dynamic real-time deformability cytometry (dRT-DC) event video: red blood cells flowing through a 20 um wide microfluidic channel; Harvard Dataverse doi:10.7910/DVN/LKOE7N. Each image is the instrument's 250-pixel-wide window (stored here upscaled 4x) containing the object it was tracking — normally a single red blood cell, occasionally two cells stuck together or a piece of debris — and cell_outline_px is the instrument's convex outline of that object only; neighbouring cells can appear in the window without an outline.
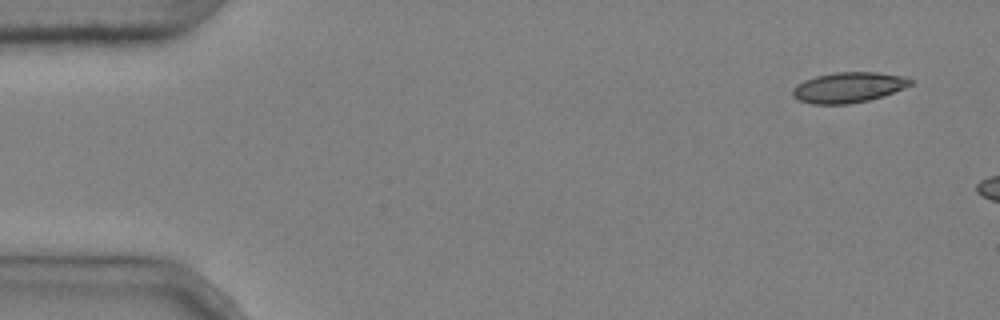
{"species": "common noctule bat (a hibernating species)", "species_latin": "Nyctalus noctula", "temperature_condition": "cold", "stored_images_in_passage": 6, "segment_of_instrument_passage": [2, 2], "camera_frame_rate_fps": 3000, "um_per_image_px": 0.085, "animal": {"sex": "male", "body_mass_g": 20.4}, "frame": {"image": 1, "passage_image": 6, "time_ms": 1.667, "image_size_px": [1000, 320], "cell_outline_px": [[912, 84], [904, 88], [884, 96], [868, 100], [848, 104], [812, 104], [796, 100], [792, 96], [792, 88], [796, 84], [804, 80], [816, 76], [836, 72], [876, 72], [904, 76], [912, 80]], "centroid_in_image_um": [72.08, 7.43], "position_along_channel_um": 12.9, "area_um2": 21.04}}